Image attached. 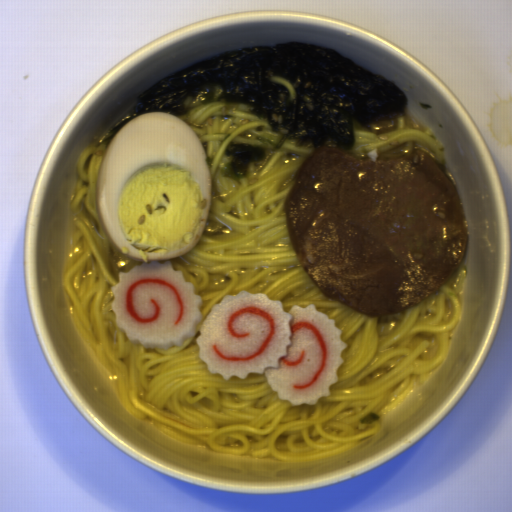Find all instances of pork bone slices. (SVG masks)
<instances>
[{"instance_id":"2","label":"pork bone slices","mask_w":512,"mask_h":512,"mask_svg":"<svg viewBox=\"0 0 512 512\" xmlns=\"http://www.w3.org/2000/svg\"><path fill=\"white\" fill-rule=\"evenodd\" d=\"M365 126L368 131L376 135H381L383 133L398 128V113L396 115L381 117Z\"/></svg>"},{"instance_id":"1","label":"pork bone slices","mask_w":512,"mask_h":512,"mask_svg":"<svg viewBox=\"0 0 512 512\" xmlns=\"http://www.w3.org/2000/svg\"><path fill=\"white\" fill-rule=\"evenodd\" d=\"M284 214L313 283L370 317L427 298L467 247L460 192L443 164L418 149L398 160H362L323 146L301 165Z\"/></svg>"}]
</instances>
